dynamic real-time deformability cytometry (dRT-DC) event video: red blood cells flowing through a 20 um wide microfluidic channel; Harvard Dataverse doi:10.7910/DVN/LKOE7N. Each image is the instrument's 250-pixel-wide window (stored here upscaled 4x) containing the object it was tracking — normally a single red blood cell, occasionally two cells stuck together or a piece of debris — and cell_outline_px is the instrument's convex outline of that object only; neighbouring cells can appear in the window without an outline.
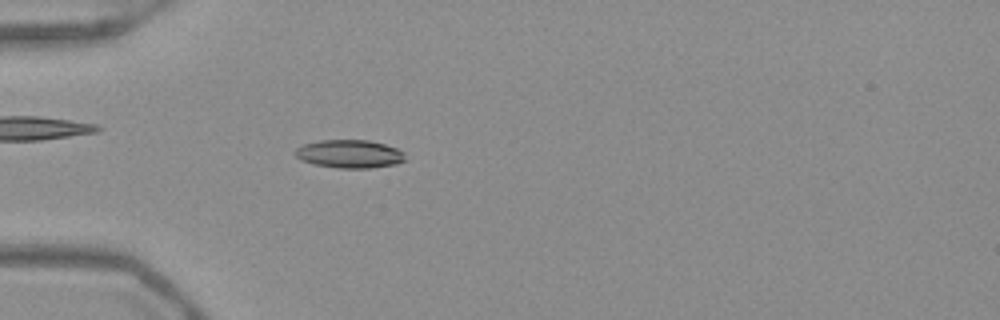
{"species": "Egyptian fruit bat (a non-hibernating species)", "species_latin": "Rousettus aegyptiacus", "temperature_condition": "warm", "stored_images_in_passage": 52, "camera_frame_rate_fps": 3000, "um_per_image_px": 0.085, "frame": {"image": 1, "passage_image": 16, "time_ms": 5.0, "image_size_px": [1000, 320], "cell_outline_px": [[404, 160], [396, 164], [368, 168], [340, 168], [316, 164], [300, 160], [296, 156], [296, 148], [304, 144], [320, 140], [368, 140], [384, 144], [396, 148], [404, 152]], "centroid_in_image_um": [29.71, 13.08], "position_along_channel_um": 55.3, "area_um2": 17.86}}
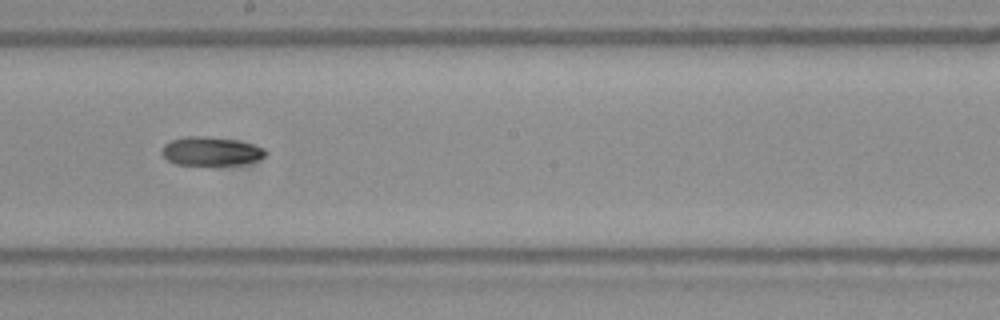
{"frame": {"image": 2, "passage_image": 30, "time_ms": 9.667, "image_size_px": [1000, 320], "cell_outline_px": [[268, 152], [260, 160], [244, 164], [176, 164], [168, 160], [160, 152], [164, 144], [172, 140], [184, 136], [208, 136], [236, 140], [252, 144], [264, 148]], "centroid_in_image_um": [17.95, 12.84], "position_along_channel_um": 230.3, "area_um2": 17.34}}
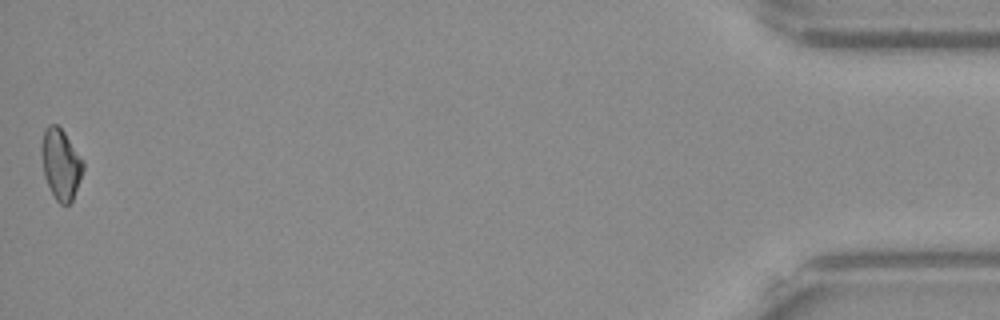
{"frame": {"image": 3, "passage_image": 52, "time_ms": 17.0, "image_size_px": [1000, 320], "cell_outline_px": [[84, 168], [72, 200], [68, 204], [60, 204], [56, 200], [44, 176], [40, 156], [40, 144], [44, 128], [48, 124], [56, 124], [64, 132], [84, 160]], "centroid_in_image_um": [5.14, 13.9], "position_along_channel_um": 430.1, "area_um2": 17.28}, "authors_computed_cell_mechanics": {"area_um2": 17.4556, "velocity_mm_per_s": 3.9495, "shape_relaxation_time_tau1_ms": null, "shape_relaxation_time_tau2_ms": 8.4227, "deformation_change_tau1": null, "deformation_change_tau2": 0.1538}}